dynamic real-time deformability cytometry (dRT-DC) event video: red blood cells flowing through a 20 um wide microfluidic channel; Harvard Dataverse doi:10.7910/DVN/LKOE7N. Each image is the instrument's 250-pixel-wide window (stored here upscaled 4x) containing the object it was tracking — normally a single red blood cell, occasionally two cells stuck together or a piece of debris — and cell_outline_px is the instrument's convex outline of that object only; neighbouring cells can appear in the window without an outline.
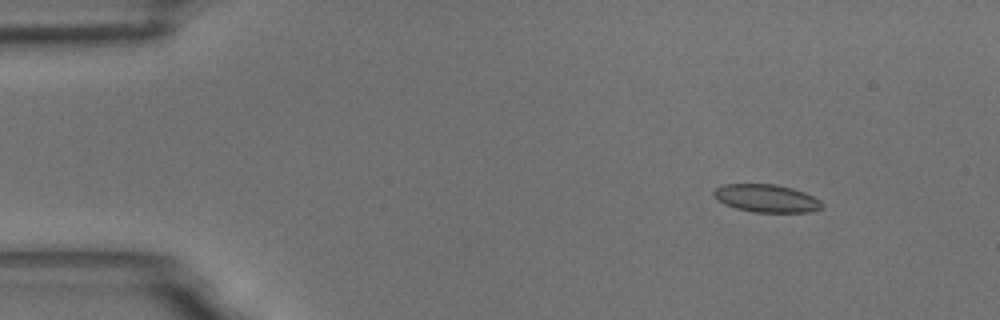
{"species": "common noctule bat (a hibernating species)", "species_latin": "Nyctalus noctula", "temperature_condition": "room temperature", "stored_images_in_passage": 56, "camera_frame_rate_fps": 3000, "um_per_image_px": 0.085, "animal": {"sex": "male", "body_mass_g": 18.8}, "frame": {"image": 1, "passage_image": 7, "time_ms": 2.0, "image_size_px": [1000, 320], "cell_outline_px": [[824, 208], [812, 212], [752, 212], [736, 208], [724, 204], [716, 200], [712, 196], [712, 192], [716, 188], [724, 184], [776, 184], [792, 188], [804, 192], [820, 200], [824, 204]], "centroid_in_image_um": [65.14, 16.86], "position_along_channel_um": 19.9, "area_um2": 17.8}}
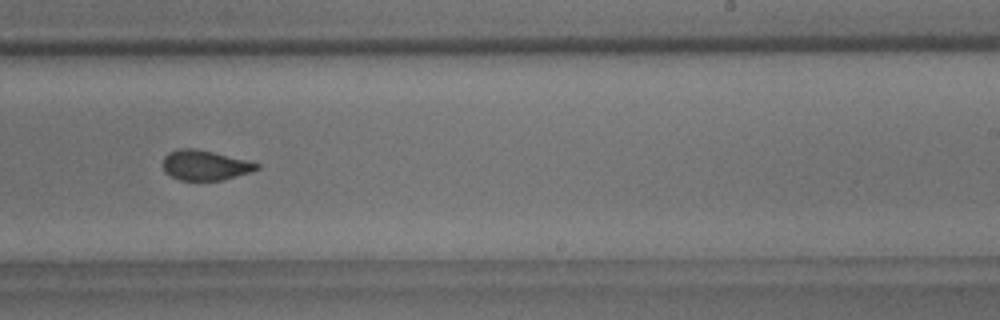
{"frame": {"image": 2, "passage_image": 35, "time_ms": 11.333, "image_size_px": [1000, 320], "cell_outline_px": [[260, 168], [248, 172], [220, 180], [180, 180], [164, 172], [164, 156], [168, 152], [180, 148], [196, 148], [260, 164]], "centroid_in_image_um": [17.37, 14.03], "position_along_channel_um": 271.6, "area_um2": 16.01}}
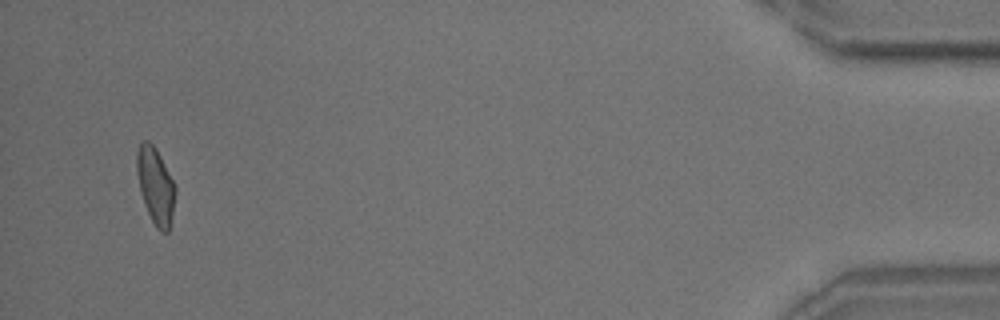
{"frame": {"image": 3, "passage_image": 54, "time_ms": 17.667, "image_size_px": [1000, 320], "cell_outline_px": [[176, 192], [172, 216], [168, 232], [160, 232], [156, 228], [144, 204], [136, 172], [136, 152], [140, 144], [144, 140], [148, 140], [156, 148], [176, 184]], "centroid_in_image_um": [13.23, 15.77], "position_along_channel_um": 422.0, "area_um2": 17.28}, "authors_computed_cell_mechanics": {"area_um2": 17.2822, "velocity_mm_per_s": 3.633, "shape_relaxation_time_tau1_ms": 10.823, "shape_relaxation_time_tau2_ms": 0.6751, "deformation_change_tau1": 0.228, "deformation_change_tau2": 0.0581}}